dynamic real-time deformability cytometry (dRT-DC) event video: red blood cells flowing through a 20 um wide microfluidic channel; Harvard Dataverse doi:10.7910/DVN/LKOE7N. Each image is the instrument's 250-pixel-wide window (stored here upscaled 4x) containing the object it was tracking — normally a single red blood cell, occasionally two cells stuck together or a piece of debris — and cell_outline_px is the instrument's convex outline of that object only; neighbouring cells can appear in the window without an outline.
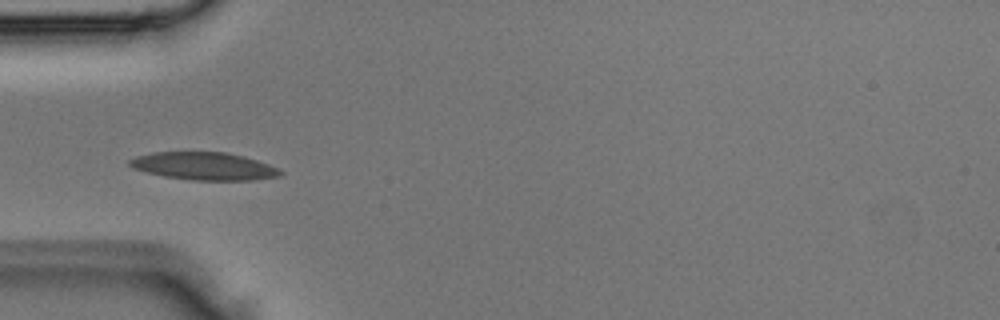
{"species": "Egyptian fruit bat (a non-hibernating species)", "species_latin": "Rousettus aegyptiacus", "temperature_condition": "room temperature", "stored_images_in_passage": 2, "camera_frame_rate_fps": 3000, "um_per_image_px": 0.085, "animal": {"sex": "male"}, "frame": {"image": 1, "passage_image": 2, "time_ms": 0.333, "image_size_px": [1000, 320], "cell_outline_px": [[284, 172], [280, 176], [252, 180], [192, 180], [164, 176], [132, 168], [128, 164], [128, 160], [136, 156], [152, 152], [224, 152], [244, 156], [268, 164]], "centroid_in_image_um": [17.32, 14.12], "position_along_channel_um": 67.7, "area_um2": 24.22}}